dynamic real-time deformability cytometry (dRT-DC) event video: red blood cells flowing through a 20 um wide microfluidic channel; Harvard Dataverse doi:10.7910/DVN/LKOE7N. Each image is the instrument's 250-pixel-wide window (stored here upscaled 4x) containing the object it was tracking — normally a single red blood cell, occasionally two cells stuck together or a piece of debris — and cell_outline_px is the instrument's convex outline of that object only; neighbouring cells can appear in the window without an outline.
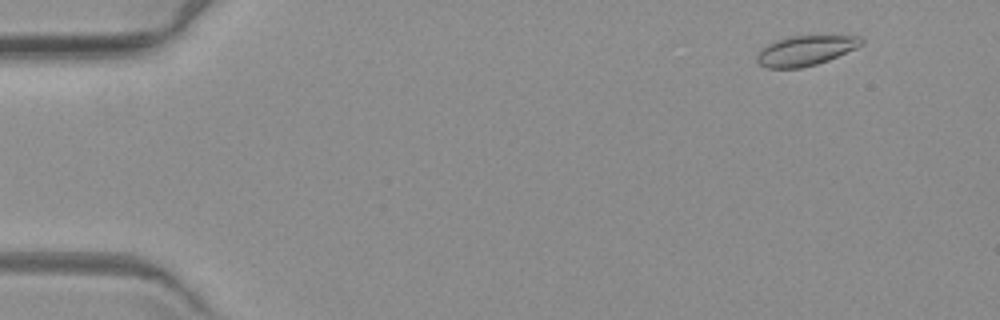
{"species": "common noctule bat (a hibernating species)", "species_latin": "Nyctalus noctula", "temperature_condition": "warm", "stored_images_in_passage": 5, "camera_frame_rate_fps": 3000, "um_per_image_px": 0.085, "animal": {"sex": "female", "body_mass_g": 19.3, "forearm_length_mm": 54.1}, "frame": {"image": 1, "passage_image": 2, "time_ms": 1.333, "image_size_px": [1000, 320], "cell_outline_px": [[864, 44], [856, 48], [828, 60], [816, 64], [800, 68], [764, 68], [756, 60], [756, 52], [768, 44], [776, 40], [788, 36], [860, 36], [864, 40]], "centroid_in_image_um": [68.44, 4.3], "position_along_channel_um": 16.6, "area_um2": 18.26}}
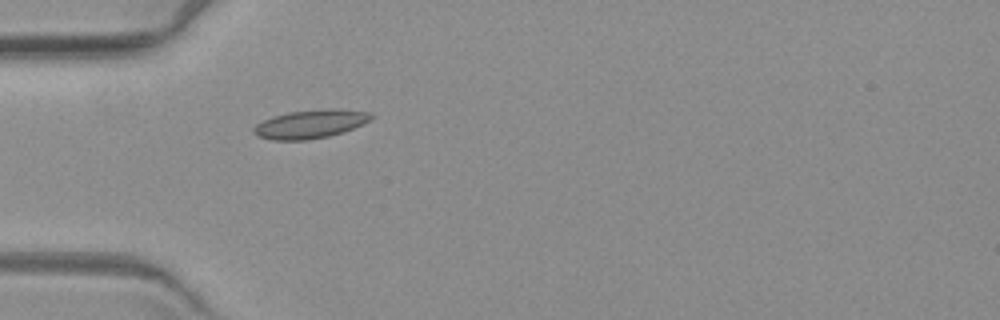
{"frame": {"image": 2, "passage_image": 5, "time_ms": 5.667, "image_size_px": [1000, 320], "cell_outline_px": [[376, 116], [344, 132], [328, 136], [304, 140], [272, 140], [256, 136], [252, 132], [252, 128], [256, 124], [272, 116], [288, 112], [328, 108], [340, 108], [372, 112]], "centroid_in_image_um": [26.37, 10.53], "position_along_channel_um": 58.6, "area_um2": 19.71}}